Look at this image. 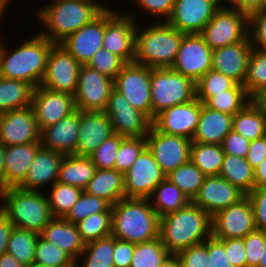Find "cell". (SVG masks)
<instances>
[{"label": "cell", "instance_id": "obj_26", "mask_svg": "<svg viewBox=\"0 0 266 267\" xmlns=\"http://www.w3.org/2000/svg\"><path fill=\"white\" fill-rule=\"evenodd\" d=\"M79 125L80 110L76 109L58 123L40 131L41 146L64 155L75 154Z\"/></svg>", "mask_w": 266, "mask_h": 267}, {"label": "cell", "instance_id": "obj_62", "mask_svg": "<svg viewBox=\"0 0 266 267\" xmlns=\"http://www.w3.org/2000/svg\"><path fill=\"white\" fill-rule=\"evenodd\" d=\"M14 225L8 217L0 210V256L7 252L8 240Z\"/></svg>", "mask_w": 266, "mask_h": 267}, {"label": "cell", "instance_id": "obj_36", "mask_svg": "<svg viewBox=\"0 0 266 267\" xmlns=\"http://www.w3.org/2000/svg\"><path fill=\"white\" fill-rule=\"evenodd\" d=\"M219 175L245 195L254 188V170L245 157L225 153Z\"/></svg>", "mask_w": 266, "mask_h": 267}, {"label": "cell", "instance_id": "obj_8", "mask_svg": "<svg viewBox=\"0 0 266 267\" xmlns=\"http://www.w3.org/2000/svg\"><path fill=\"white\" fill-rule=\"evenodd\" d=\"M199 34L212 50L242 42L248 37V16L232 6H220Z\"/></svg>", "mask_w": 266, "mask_h": 267}, {"label": "cell", "instance_id": "obj_25", "mask_svg": "<svg viewBox=\"0 0 266 267\" xmlns=\"http://www.w3.org/2000/svg\"><path fill=\"white\" fill-rule=\"evenodd\" d=\"M252 50L253 47L248 37L242 42L212 50L211 69L243 85Z\"/></svg>", "mask_w": 266, "mask_h": 267}, {"label": "cell", "instance_id": "obj_22", "mask_svg": "<svg viewBox=\"0 0 266 267\" xmlns=\"http://www.w3.org/2000/svg\"><path fill=\"white\" fill-rule=\"evenodd\" d=\"M105 10L90 23L68 35L59 44L81 65H86L103 48Z\"/></svg>", "mask_w": 266, "mask_h": 267}, {"label": "cell", "instance_id": "obj_66", "mask_svg": "<svg viewBox=\"0 0 266 267\" xmlns=\"http://www.w3.org/2000/svg\"><path fill=\"white\" fill-rule=\"evenodd\" d=\"M251 100L266 113V87L258 91Z\"/></svg>", "mask_w": 266, "mask_h": 267}, {"label": "cell", "instance_id": "obj_46", "mask_svg": "<svg viewBox=\"0 0 266 267\" xmlns=\"http://www.w3.org/2000/svg\"><path fill=\"white\" fill-rule=\"evenodd\" d=\"M34 262L47 267H75V260L64 250L38 236Z\"/></svg>", "mask_w": 266, "mask_h": 267}, {"label": "cell", "instance_id": "obj_24", "mask_svg": "<svg viewBox=\"0 0 266 267\" xmlns=\"http://www.w3.org/2000/svg\"><path fill=\"white\" fill-rule=\"evenodd\" d=\"M76 153L89 156L114 134L113 125L105 111H80Z\"/></svg>", "mask_w": 266, "mask_h": 267}, {"label": "cell", "instance_id": "obj_6", "mask_svg": "<svg viewBox=\"0 0 266 267\" xmlns=\"http://www.w3.org/2000/svg\"><path fill=\"white\" fill-rule=\"evenodd\" d=\"M26 191L17 187L0 190L4 203L0 210L14 227L40 233L53 218L46 193Z\"/></svg>", "mask_w": 266, "mask_h": 267}, {"label": "cell", "instance_id": "obj_20", "mask_svg": "<svg viewBox=\"0 0 266 267\" xmlns=\"http://www.w3.org/2000/svg\"><path fill=\"white\" fill-rule=\"evenodd\" d=\"M202 104L200 100L194 98L190 102L164 109L154 117L152 126L159 132L192 140Z\"/></svg>", "mask_w": 266, "mask_h": 267}, {"label": "cell", "instance_id": "obj_48", "mask_svg": "<svg viewBox=\"0 0 266 267\" xmlns=\"http://www.w3.org/2000/svg\"><path fill=\"white\" fill-rule=\"evenodd\" d=\"M101 212H111V205L106 200L83 191L80 198L63 218L76 225L88 216Z\"/></svg>", "mask_w": 266, "mask_h": 267}, {"label": "cell", "instance_id": "obj_7", "mask_svg": "<svg viewBox=\"0 0 266 267\" xmlns=\"http://www.w3.org/2000/svg\"><path fill=\"white\" fill-rule=\"evenodd\" d=\"M150 88L152 121L164 109L196 98V83L172 68H151Z\"/></svg>", "mask_w": 266, "mask_h": 267}, {"label": "cell", "instance_id": "obj_17", "mask_svg": "<svg viewBox=\"0 0 266 267\" xmlns=\"http://www.w3.org/2000/svg\"><path fill=\"white\" fill-rule=\"evenodd\" d=\"M212 66V49L200 34H184L172 69L195 83Z\"/></svg>", "mask_w": 266, "mask_h": 267}, {"label": "cell", "instance_id": "obj_67", "mask_svg": "<svg viewBox=\"0 0 266 267\" xmlns=\"http://www.w3.org/2000/svg\"><path fill=\"white\" fill-rule=\"evenodd\" d=\"M157 267H181L176 254H169Z\"/></svg>", "mask_w": 266, "mask_h": 267}, {"label": "cell", "instance_id": "obj_61", "mask_svg": "<svg viewBox=\"0 0 266 267\" xmlns=\"http://www.w3.org/2000/svg\"><path fill=\"white\" fill-rule=\"evenodd\" d=\"M245 158L253 169L266 159V136L250 142V148Z\"/></svg>", "mask_w": 266, "mask_h": 267}, {"label": "cell", "instance_id": "obj_40", "mask_svg": "<svg viewBox=\"0 0 266 267\" xmlns=\"http://www.w3.org/2000/svg\"><path fill=\"white\" fill-rule=\"evenodd\" d=\"M46 195L53 217L63 218L77 202L83 189L56 181Z\"/></svg>", "mask_w": 266, "mask_h": 267}, {"label": "cell", "instance_id": "obj_53", "mask_svg": "<svg viewBox=\"0 0 266 267\" xmlns=\"http://www.w3.org/2000/svg\"><path fill=\"white\" fill-rule=\"evenodd\" d=\"M181 267H208V239L177 254Z\"/></svg>", "mask_w": 266, "mask_h": 267}, {"label": "cell", "instance_id": "obj_33", "mask_svg": "<svg viewBox=\"0 0 266 267\" xmlns=\"http://www.w3.org/2000/svg\"><path fill=\"white\" fill-rule=\"evenodd\" d=\"M232 130L250 142L266 135V113L252 100L232 119Z\"/></svg>", "mask_w": 266, "mask_h": 267}, {"label": "cell", "instance_id": "obj_23", "mask_svg": "<svg viewBox=\"0 0 266 267\" xmlns=\"http://www.w3.org/2000/svg\"><path fill=\"white\" fill-rule=\"evenodd\" d=\"M244 196L242 191L220 175L206 176L191 202L212 217L231 204L237 203Z\"/></svg>", "mask_w": 266, "mask_h": 267}, {"label": "cell", "instance_id": "obj_71", "mask_svg": "<svg viewBox=\"0 0 266 267\" xmlns=\"http://www.w3.org/2000/svg\"><path fill=\"white\" fill-rule=\"evenodd\" d=\"M216 1L220 6H225L226 3H228L226 4V6H230L235 2V0H216Z\"/></svg>", "mask_w": 266, "mask_h": 267}, {"label": "cell", "instance_id": "obj_14", "mask_svg": "<svg viewBox=\"0 0 266 267\" xmlns=\"http://www.w3.org/2000/svg\"><path fill=\"white\" fill-rule=\"evenodd\" d=\"M115 134L122 137H146L152 121L141 111L129 104L114 88L111 90L105 109Z\"/></svg>", "mask_w": 266, "mask_h": 267}, {"label": "cell", "instance_id": "obj_54", "mask_svg": "<svg viewBox=\"0 0 266 267\" xmlns=\"http://www.w3.org/2000/svg\"><path fill=\"white\" fill-rule=\"evenodd\" d=\"M247 267H258L264 250V232L255 230L243 238Z\"/></svg>", "mask_w": 266, "mask_h": 267}, {"label": "cell", "instance_id": "obj_73", "mask_svg": "<svg viewBox=\"0 0 266 267\" xmlns=\"http://www.w3.org/2000/svg\"><path fill=\"white\" fill-rule=\"evenodd\" d=\"M263 11H266V0H263Z\"/></svg>", "mask_w": 266, "mask_h": 267}, {"label": "cell", "instance_id": "obj_70", "mask_svg": "<svg viewBox=\"0 0 266 267\" xmlns=\"http://www.w3.org/2000/svg\"><path fill=\"white\" fill-rule=\"evenodd\" d=\"M258 267H266V232H264V250Z\"/></svg>", "mask_w": 266, "mask_h": 267}, {"label": "cell", "instance_id": "obj_55", "mask_svg": "<svg viewBox=\"0 0 266 267\" xmlns=\"http://www.w3.org/2000/svg\"><path fill=\"white\" fill-rule=\"evenodd\" d=\"M250 199L256 230L266 232V187L253 188Z\"/></svg>", "mask_w": 266, "mask_h": 267}, {"label": "cell", "instance_id": "obj_43", "mask_svg": "<svg viewBox=\"0 0 266 267\" xmlns=\"http://www.w3.org/2000/svg\"><path fill=\"white\" fill-rule=\"evenodd\" d=\"M170 253L160 238L134 244L130 267H157Z\"/></svg>", "mask_w": 266, "mask_h": 267}, {"label": "cell", "instance_id": "obj_11", "mask_svg": "<svg viewBox=\"0 0 266 267\" xmlns=\"http://www.w3.org/2000/svg\"><path fill=\"white\" fill-rule=\"evenodd\" d=\"M165 178L152 152L146 147L124 173L125 198L149 199Z\"/></svg>", "mask_w": 266, "mask_h": 267}, {"label": "cell", "instance_id": "obj_41", "mask_svg": "<svg viewBox=\"0 0 266 267\" xmlns=\"http://www.w3.org/2000/svg\"><path fill=\"white\" fill-rule=\"evenodd\" d=\"M249 101H251V98L248 96L244 86L236 84L232 89L226 90L225 93L214 94L204 105L212 110L234 116Z\"/></svg>", "mask_w": 266, "mask_h": 267}, {"label": "cell", "instance_id": "obj_1", "mask_svg": "<svg viewBox=\"0 0 266 267\" xmlns=\"http://www.w3.org/2000/svg\"><path fill=\"white\" fill-rule=\"evenodd\" d=\"M106 5L95 0H54L36 11L44 30L39 33L49 41L59 44L68 35L93 21Z\"/></svg>", "mask_w": 266, "mask_h": 267}, {"label": "cell", "instance_id": "obj_57", "mask_svg": "<svg viewBox=\"0 0 266 267\" xmlns=\"http://www.w3.org/2000/svg\"><path fill=\"white\" fill-rule=\"evenodd\" d=\"M135 2L143 12H147L151 16L155 15L154 18L157 17L160 21L166 22L172 12L175 0H135Z\"/></svg>", "mask_w": 266, "mask_h": 267}, {"label": "cell", "instance_id": "obj_51", "mask_svg": "<svg viewBox=\"0 0 266 267\" xmlns=\"http://www.w3.org/2000/svg\"><path fill=\"white\" fill-rule=\"evenodd\" d=\"M125 64L126 63L119 56L101 48L86 65L114 80Z\"/></svg>", "mask_w": 266, "mask_h": 267}, {"label": "cell", "instance_id": "obj_16", "mask_svg": "<svg viewBox=\"0 0 266 267\" xmlns=\"http://www.w3.org/2000/svg\"><path fill=\"white\" fill-rule=\"evenodd\" d=\"M113 80L87 65H81L74 96L80 111H105Z\"/></svg>", "mask_w": 266, "mask_h": 267}, {"label": "cell", "instance_id": "obj_21", "mask_svg": "<svg viewBox=\"0 0 266 267\" xmlns=\"http://www.w3.org/2000/svg\"><path fill=\"white\" fill-rule=\"evenodd\" d=\"M40 141L31 106L0 113V143L5 147Z\"/></svg>", "mask_w": 266, "mask_h": 267}, {"label": "cell", "instance_id": "obj_19", "mask_svg": "<svg viewBox=\"0 0 266 267\" xmlns=\"http://www.w3.org/2000/svg\"><path fill=\"white\" fill-rule=\"evenodd\" d=\"M31 107L39 131L58 123L76 110L73 95L55 92L42 86L34 88Z\"/></svg>", "mask_w": 266, "mask_h": 267}, {"label": "cell", "instance_id": "obj_68", "mask_svg": "<svg viewBox=\"0 0 266 267\" xmlns=\"http://www.w3.org/2000/svg\"><path fill=\"white\" fill-rule=\"evenodd\" d=\"M4 158H5V146L2 143H0V190L4 189V170H5Z\"/></svg>", "mask_w": 266, "mask_h": 267}, {"label": "cell", "instance_id": "obj_52", "mask_svg": "<svg viewBox=\"0 0 266 267\" xmlns=\"http://www.w3.org/2000/svg\"><path fill=\"white\" fill-rule=\"evenodd\" d=\"M248 38L254 49L266 51V11L248 16Z\"/></svg>", "mask_w": 266, "mask_h": 267}, {"label": "cell", "instance_id": "obj_59", "mask_svg": "<svg viewBox=\"0 0 266 267\" xmlns=\"http://www.w3.org/2000/svg\"><path fill=\"white\" fill-rule=\"evenodd\" d=\"M208 267H234L227 259L223 243L213 237L208 238Z\"/></svg>", "mask_w": 266, "mask_h": 267}, {"label": "cell", "instance_id": "obj_13", "mask_svg": "<svg viewBox=\"0 0 266 267\" xmlns=\"http://www.w3.org/2000/svg\"><path fill=\"white\" fill-rule=\"evenodd\" d=\"M146 141L148 149L166 176L190 160L192 140L189 138L165 134L151 126Z\"/></svg>", "mask_w": 266, "mask_h": 267}, {"label": "cell", "instance_id": "obj_63", "mask_svg": "<svg viewBox=\"0 0 266 267\" xmlns=\"http://www.w3.org/2000/svg\"><path fill=\"white\" fill-rule=\"evenodd\" d=\"M231 6L249 16L263 10V0H235Z\"/></svg>", "mask_w": 266, "mask_h": 267}, {"label": "cell", "instance_id": "obj_9", "mask_svg": "<svg viewBox=\"0 0 266 267\" xmlns=\"http://www.w3.org/2000/svg\"><path fill=\"white\" fill-rule=\"evenodd\" d=\"M135 19L134 14L114 11L110 7L105 9L103 48L125 63H132L135 58Z\"/></svg>", "mask_w": 266, "mask_h": 267}, {"label": "cell", "instance_id": "obj_31", "mask_svg": "<svg viewBox=\"0 0 266 267\" xmlns=\"http://www.w3.org/2000/svg\"><path fill=\"white\" fill-rule=\"evenodd\" d=\"M84 191L113 206L125 198L124 174L115 169H97Z\"/></svg>", "mask_w": 266, "mask_h": 267}, {"label": "cell", "instance_id": "obj_15", "mask_svg": "<svg viewBox=\"0 0 266 267\" xmlns=\"http://www.w3.org/2000/svg\"><path fill=\"white\" fill-rule=\"evenodd\" d=\"M212 236L217 239L244 238L256 230L247 195L211 217Z\"/></svg>", "mask_w": 266, "mask_h": 267}, {"label": "cell", "instance_id": "obj_58", "mask_svg": "<svg viewBox=\"0 0 266 267\" xmlns=\"http://www.w3.org/2000/svg\"><path fill=\"white\" fill-rule=\"evenodd\" d=\"M224 153L246 157L250 148V141L245 139L241 134L231 130L221 144Z\"/></svg>", "mask_w": 266, "mask_h": 267}, {"label": "cell", "instance_id": "obj_72", "mask_svg": "<svg viewBox=\"0 0 266 267\" xmlns=\"http://www.w3.org/2000/svg\"><path fill=\"white\" fill-rule=\"evenodd\" d=\"M25 267H47V266L39 264L37 262H33V263H31V264H29V265H27Z\"/></svg>", "mask_w": 266, "mask_h": 267}, {"label": "cell", "instance_id": "obj_5", "mask_svg": "<svg viewBox=\"0 0 266 267\" xmlns=\"http://www.w3.org/2000/svg\"><path fill=\"white\" fill-rule=\"evenodd\" d=\"M138 26L135 30L134 62L150 68H171L184 33L159 20L142 31Z\"/></svg>", "mask_w": 266, "mask_h": 267}, {"label": "cell", "instance_id": "obj_64", "mask_svg": "<svg viewBox=\"0 0 266 267\" xmlns=\"http://www.w3.org/2000/svg\"><path fill=\"white\" fill-rule=\"evenodd\" d=\"M254 170V188L266 187V159H264Z\"/></svg>", "mask_w": 266, "mask_h": 267}, {"label": "cell", "instance_id": "obj_32", "mask_svg": "<svg viewBox=\"0 0 266 267\" xmlns=\"http://www.w3.org/2000/svg\"><path fill=\"white\" fill-rule=\"evenodd\" d=\"M97 168L89 156L64 155L58 174V182L85 189Z\"/></svg>", "mask_w": 266, "mask_h": 267}, {"label": "cell", "instance_id": "obj_12", "mask_svg": "<svg viewBox=\"0 0 266 267\" xmlns=\"http://www.w3.org/2000/svg\"><path fill=\"white\" fill-rule=\"evenodd\" d=\"M81 64L60 44H54L49 52L46 71L40 86L74 95L77 89Z\"/></svg>", "mask_w": 266, "mask_h": 267}, {"label": "cell", "instance_id": "obj_44", "mask_svg": "<svg viewBox=\"0 0 266 267\" xmlns=\"http://www.w3.org/2000/svg\"><path fill=\"white\" fill-rule=\"evenodd\" d=\"M243 86L250 98L266 87V51L253 48Z\"/></svg>", "mask_w": 266, "mask_h": 267}, {"label": "cell", "instance_id": "obj_29", "mask_svg": "<svg viewBox=\"0 0 266 267\" xmlns=\"http://www.w3.org/2000/svg\"><path fill=\"white\" fill-rule=\"evenodd\" d=\"M39 235L67 252L75 261L80 259L86 245L77 226L61 217H53Z\"/></svg>", "mask_w": 266, "mask_h": 267}, {"label": "cell", "instance_id": "obj_2", "mask_svg": "<svg viewBox=\"0 0 266 267\" xmlns=\"http://www.w3.org/2000/svg\"><path fill=\"white\" fill-rule=\"evenodd\" d=\"M211 235V216L192 202L159 218V238L170 254L203 243Z\"/></svg>", "mask_w": 266, "mask_h": 267}, {"label": "cell", "instance_id": "obj_18", "mask_svg": "<svg viewBox=\"0 0 266 267\" xmlns=\"http://www.w3.org/2000/svg\"><path fill=\"white\" fill-rule=\"evenodd\" d=\"M220 7L216 0H175L166 23L184 34H199Z\"/></svg>", "mask_w": 266, "mask_h": 267}, {"label": "cell", "instance_id": "obj_27", "mask_svg": "<svg viewBox=\"0 0 266 267\" xmlns=\"http://www.w3.org/2000/svg\"><path fill=\"white\" fill-rule=\"evenodd\" d=\"M64 154L41 147L27 171L24 180L17 188L26 191H39L47 184L52 186L58 180L59 167Z\"/></svg>", "mask_w": 266, "mask_h": 267}, {"label": "cell", "instance_id": "obj_42", "mask_svg": "<svg viewBox=\"0 0 266 267\" xmlns=\"http://www.w3.org/2000/svg\"><path fill=\"white\" fill-rule=\"evenodd\" d=\"M205 175L190 160L166 176L173 184H175L190 200L200 190Z\"/></svg>", "mask_w": 266, "mask_h": 267}, {"label": "cell", "instance_id": "obj_28", "mask_svg": "<svg viewBox=\"0 0 266 267\" xmlns=\"http://www.w3.org/2000/svg\"><path fill=\"white\" fill-rule=\"evenodd\" d=\"M41 147L40 141L5 147L4 189L17 187L24 180Z\"/></svg>", "mask_w": 266, "mask_h": 267}, {"label": "cell", "instance_id": "obj_65", "mask_svg": "<svg viewBox=\"0 0 266 267\" xmlns=\"http://www.w3.org/2000/svg\"><path fill=\"white\" fill-rule=\"evenodd\" d=\"M0 267H25L19 263L11 254L4 253L0 256Z\"/></svg>", "mask_w": 266, "mask_h": 267}, {"label": "cell", "instance_id": "obj_47", "mask_svg": "<svg viewBox=\"0 0 266 267\" xmlns=\"http://www.w3.org/2000/svg\"><path fill=\"white\" fill-rule=\"evenodd\" d=\"M236 84L230 77L211 69L196 82V98L204 104L214 94L225 93Z\"/></svg>", "mask_w": 266, "mask_h": 267}, {"label": "cell", "instance_id": "obj_10", "mask_svg": "<svg viewBox=\"0 0 266 267\" xmlns=\"http://www.w3.org/2000/svg\"><path fill=\"white\" fill-rule=\"evenodd\" d=\"M151 68L135 62L126 63L113 80V88L135 109L152 121Z\"/></svg>", "mask_w": 266, "mask_h": 267}, {"label": "cell", "instance_id": "obj_30", "mask_svg": "<svg viewBox=\"0 0 266 267\" xmlns=\"http://www.w3.org/2000/svg\"><path fill=\"white\" fill-rule=\"evenodd\" d=\"M233 115L212 110L202 104L192 142L221 145L232 130Z\"/></svg>", "mask_w": 266, "mask_h": 267}, {"label": "cell", "instance_id": "obj_60", "mask_svg": "<svg viewBox=\"0 0 266 267\" xmlns=\"http://www.w3.org/2000/svg\"><path fill=\"white\" fill-rule=\"evenodd\" d=\"M134 252V244L114 237V267H130Z\"/></svg>", "mask_w": 266, "mask_h": 267}, {"label": "cell", "instance_id": "obj_3", "mask_svg": "<svg viewBox=\"0 0 266 267\" xmlns=\"http://www.w3.org/2000/svg\"><path fill=\"white\" fill-rule=\"evenodd\" d=\"M54 44L38 32L11 51L0 39V77L25 81L34 88L40 86Z\"/></svg>", "mask_w": 266, "mask_h": 267}, {"label": "cell", "instance_id": "obj_38", "mask_svg": "<svg viewBox=\"0 0 266 267\" xmlns=\"http://www.w3.org/2000/svg\"><path fill=\"white\" fill-rule=\"evenodd\" d=\"M113 252L114 237L112 235L88 242L80 254V257L83 255L82 261L76 260L75 267H114Z\"/></svg>", "mask_w": 266, "mask_h": 267}, {"label": "cell", "instance_id": "obj_50", "mask_svg": "<svg viewBox=\"0 0 266 267\" xmlns=\"http://www.w3.org/2000/svg\"><path fill=\"white\" fill-rule=\"evenodd\" d=\"M124 138L114 133L89 155L97 169H114L115 157Z\"/></svg>", "mask_w": 266, "mask_h": 267}, {"label": "cell", "instance_id": "obj_35", "mask_svg": "<svg viewBox=\"0 0 266 267\" xmlns=\"http://www.w3.org/2000/svg\"><path fill=\"white\" fill-rule=\"evenodd\" d=\"M149 201L159 217L176 212L191 202L189 197L168 178L156 186Z\"/></svg>", "mask_w": 266, "mask_h": 267}, {"label": "cell", "instance_id": "obj_37", "mask_svg": "<svg viewBox=\"0 0 266 267\" xmlns=\"http://www.w3.org/2000/svg\"><path fill=\"white\" fill-rule=\"evenodd\" d=\"M224 151L221 145L192 142L190 148V161L205 176L219 175Z\"/></svg>", "mask_w": 266, "mask_h": 267}, {"label": "cell", "instance_id": "obj_56", "mask_svg": "<svg viewBox=\"0 0 266 267\" xmlns=\"http://www.w3.org/2000/svg\"><path fill=\"white\" fill-rule=\"evenodd\" d=\"M224 247L228 261L234 267H247L243 238L219 239Z\"/></svg>", "mask_w": 266, "mask_h": 267}, {"label": "cell", "instance_id": "obj_4", "mask_svg": "<svg viewBox=\"0 0 266 267\" xmlns=\"http://www.w3.org/2000/svg\"><path fill=\"white\" fill-rule=\"evenodd\" d=\"M111 235L133 244L159 237V216L149 199L122 198L111 206Z\"/></svg>", "mask_w": 266, "mask_h": 267}, {"label": "cell", "instance_id": "obj_45", "mask_svg": "<svg viewBox=\"0 0 266 267\" xmlns=\"http://www.w3.org/2000/svg\"><path fill=\"white\" fill-rule=\"evenodd\" d=\"M112 212L88 216L76 224L82 240L86 243L111 236Z\"/></svg>", "mask_w": 266, "mask_h": 267}, {"label": "cell", "instance_id": "obj_69", "mask_svg": "<svg viewBox=\"0 0 266 267\" xmlns=\"http://www.w3.org/2000/svg\"><path fill=\"white\" fill-rule=\"evenodd\" d=\"M7 6H10L7 0H0V22L3 16H5Z\"/></svg>", "mask_w": 266, "mask_h": 267}, {"label": "cell", "instance_id": "obj_34", "mask_svg": "<svg viewBox=\"0 0 266 267\" xmlns=\"http://www.w3.org/2000/svg\"><path fill=\"white\" fill-rule=\"evenodd\" d=\"M33 92L30 83L0 77V113L31 106Z\"/></svg>", "mask_w": 266, "mask_h": 267}, {"label": "cell", "instance_id": "obj_49", "mask_svg": "<svg viewBox=\"0 0 266 267\" xmlns=\"http://www.w3.org/2000/svg\"><path fill=\"white\" fill-rule=\"evenodd\" d=\"M146 147V137H125L115 157L114 169L123 174L127 172Z\"/></svg>", "mask_w": 266, "mask_h": 267}, {"label": "cell", "instance_id": "obj_39", "mask_svg": "<svg viewBox=\"0 0 266 267\" xmlns=\"http://www.w3.org/2000/svg\"><path fill=\"white\" fill-rule=\"evenodd\" d=\"M39 233L14 227L7 245V253L19 263L27 266L34 262Z\"/></svg>", "mask_w": 266, "mask_h": 267}]
</instances>
